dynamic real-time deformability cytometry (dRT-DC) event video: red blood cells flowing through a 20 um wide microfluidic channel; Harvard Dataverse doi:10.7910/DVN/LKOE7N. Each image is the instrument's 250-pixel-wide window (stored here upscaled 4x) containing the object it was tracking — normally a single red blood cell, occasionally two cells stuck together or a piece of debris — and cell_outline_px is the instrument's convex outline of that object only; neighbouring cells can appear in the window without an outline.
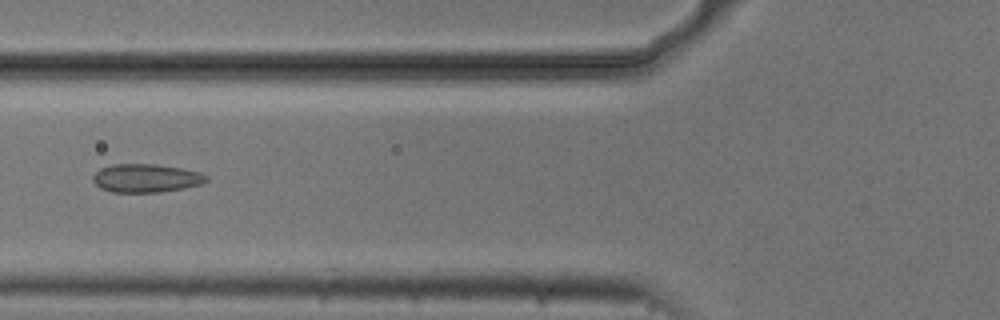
{"species": "common noctule bat (a hibernating species)", "species_latin": "Nyctalus noctula", "temperature_condition": "cold", "stored_images_in_passage": 7, "camera_frame_rate_fps": 3000, "um_per_image_px": 0.085, "animal": {"sex": "male", "body_mass_g": 20.5, "forearm_length_mm": 52.5}, "frame": {"image": 1, "passage_image": 5, "time_ms": 1.333, "image_size_px": [1000, 320], "cell_outline_px": [[208, 180], [200, 184], [184, 188], [160, 192], [112, 192], [100, 188], [92, 180], [92, 176], [100, 168], [112, 164], [156, 164], [184, 168], [200, 172], [208, 176]], "centroid_in_image_um": [12.41, 15.13], "position_along_channel_um": 113.4, "area_um2": 18.9}}
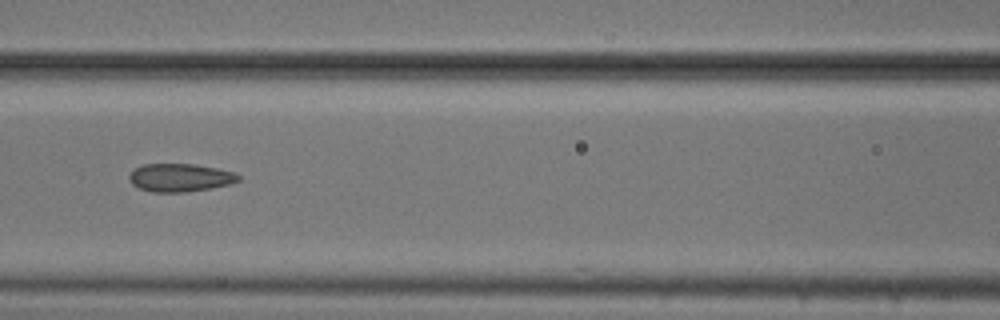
{"frame": {"image": 2, "passage_image": 6, "time_ms": 1.667, "image_size_px": [1000, 320], "cell_outline_px": [[240, 180], [232, 184], [212, 188], [184, 192], [152, 192], [140, 188], [132, 184], [128, 176], [136, 168], [144, 164], [192, 164], [216, 168], [236, 172], [240, 176]], "centroid_in_image_um": [15.35, 15.1], "position_along_channel_um": 151.2, "area_um2": 17.86}}
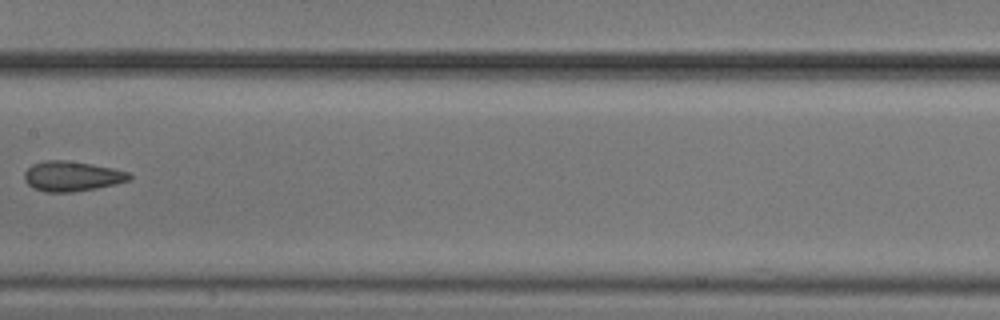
{"frame": {"image": 3, "passage_image": 7, "time_ms": 2.0, "image_size_px": [1000, 320], "cell_outline_px": [[132, 180], [96, 188], [72, 192], [44, 192], [28, 184], [24, 180], [24, 172], [32, 164], [44, 160], [68, 160], [92, 164], [112, 168], [128, 172], [132, 176]], "centroid_in_image_um": [6.11, 14.97], "position_along_channel_um": 201.3, "area_um2": 18.38}}